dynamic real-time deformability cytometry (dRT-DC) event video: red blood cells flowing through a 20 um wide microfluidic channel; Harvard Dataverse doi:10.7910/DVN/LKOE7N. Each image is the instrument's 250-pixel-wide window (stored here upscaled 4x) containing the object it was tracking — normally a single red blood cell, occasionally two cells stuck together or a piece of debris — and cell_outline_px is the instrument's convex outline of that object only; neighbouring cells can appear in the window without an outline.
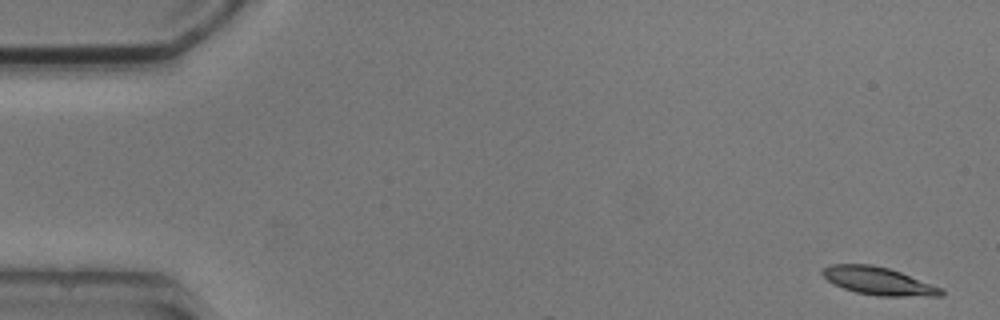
{"species": "common noctule bat (a hibernating species)", "species_latin": "Nyctalus noctula", "temperature_condition": "cold", "stored_images_in_passage": 4, "camera_frame_rate_fps": 3000, "um_per_image_px": 0.085, "animal": {"sex": "male", "body_mass_g": 20.5, "forearm_length_mm": 52.5}, "frame": {"image": 1, "passage_image": 1, "time_ms": 0.0, "image_size_px": [1000, 320], "cell_outline_px": [[944, 296], [876, 296], [856, 292], [844, 288], [828, 280], [820, 272], [824, 268], [832, 264], [872, 264], [888, 268], [900, 272], [944, 288]], "centroid_in_image_um": [74.72, 23.89], "position_along_channel_um": 10.3, "area_um2": 19.19}}
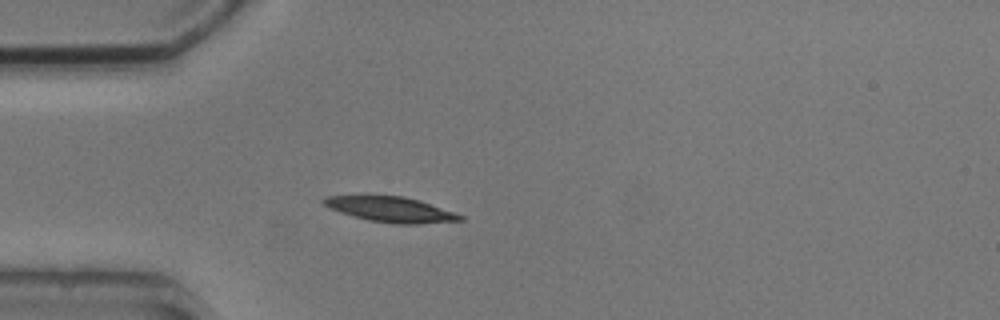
{"frame": {"image": 2, "passage_image": 4, "time_ms": 4.333, "image_size_px": [1000, 320], "cell_outline_px": [[464, 220], [420, 224], [396, 224], [368, 220], [340, 212], [324, 204], [320, 200], [324, 196], [368, 192], [404, 196], [420, 200], [464, 216]], "centroid_in_image_um": [33.12, 17.74], "position_along_channel_um": 51.9, "area_um2": 21.04}}